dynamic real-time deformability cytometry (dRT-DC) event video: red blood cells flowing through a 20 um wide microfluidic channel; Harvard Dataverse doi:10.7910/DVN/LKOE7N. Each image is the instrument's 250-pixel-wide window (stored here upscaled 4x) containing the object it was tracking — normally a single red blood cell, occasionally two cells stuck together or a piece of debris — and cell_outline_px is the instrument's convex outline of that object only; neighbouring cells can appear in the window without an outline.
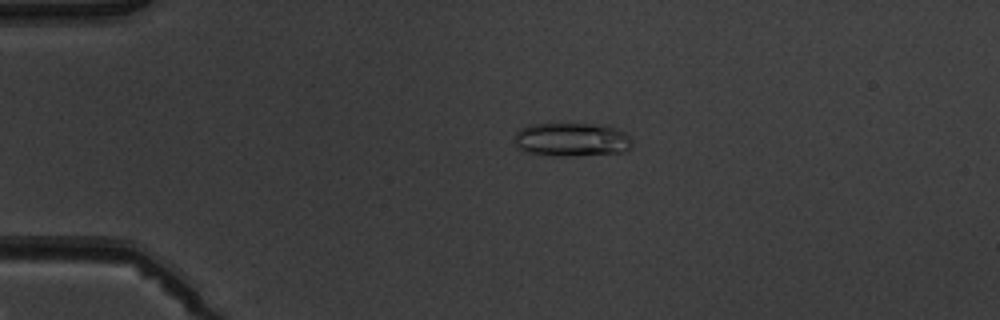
{"species": "common noctule bat (a hibernating species)", "species_latin": "Nyctalus noctula", "temperature_condition": "warm", "stored_images_in_passage": 2, "camera_frame_rate_fps": 3000, "um_per_image_px": 0.085, "animal": {"sex": "male", "body_mass_g": 19.5, "forearm_length_mm": 54.6}, "frame": {"image": 1, "passage_image": 1, "time_ms": 0.0, "image_size_px": [1000, 320], "cell_outline_px": [[632, 144], [624, 152], [572, 156], [556, 156], [528, 152], [516, 148], [516, 132], [520, 128], [528, 124], [604, 124], [616, 128], [624, 132], [632, 140]], "centroid_in_image_um": [48.6, 11.86], "position_along_channel_um": 36.4, "area_um2": 23.18}}